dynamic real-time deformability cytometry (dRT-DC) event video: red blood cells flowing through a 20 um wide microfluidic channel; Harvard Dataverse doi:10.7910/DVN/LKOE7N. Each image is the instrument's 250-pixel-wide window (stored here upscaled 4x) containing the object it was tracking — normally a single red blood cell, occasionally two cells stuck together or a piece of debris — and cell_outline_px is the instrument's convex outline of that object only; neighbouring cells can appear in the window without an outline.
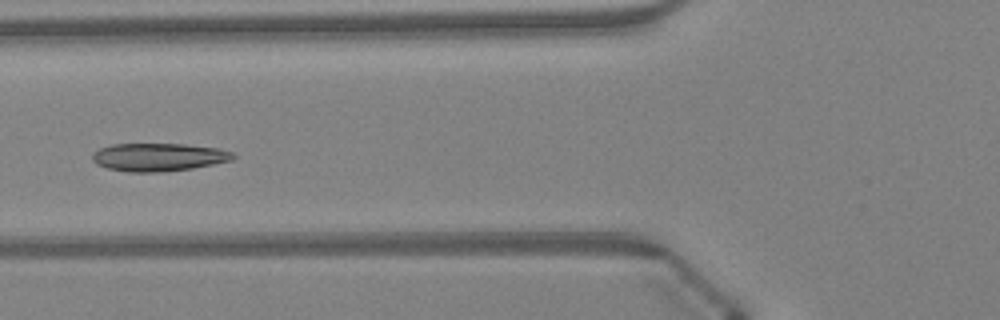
{"species": "Egyptian fruit bat (a non-hibernating species)", "species_latin": "Rousettus aegyptiacus", "temperature_condition": "warm", "stored_images_in_passage": 7, "camera_frame_rate_fps": 3000, "um_per_image_px": 0.085, "animal": {"sex": "female"}, "frame": {"image": 1, "passage_image": 5, "time_ms": 1.333, "image_size_px": [1000, 320], "cell_outline_px": [[236, 156], [232, 160], [192, 168], [156, 172], [128, 172], [108, 168], [96, 164], [92, 160], [92, 152], [100, 148], [112, 144], [184, 144], [216, 148], [232, 152]], "centroid_in_image_um": [13.43, 13.35], "position_along_channel_um": 112.4, "area_um2": 22.83}}